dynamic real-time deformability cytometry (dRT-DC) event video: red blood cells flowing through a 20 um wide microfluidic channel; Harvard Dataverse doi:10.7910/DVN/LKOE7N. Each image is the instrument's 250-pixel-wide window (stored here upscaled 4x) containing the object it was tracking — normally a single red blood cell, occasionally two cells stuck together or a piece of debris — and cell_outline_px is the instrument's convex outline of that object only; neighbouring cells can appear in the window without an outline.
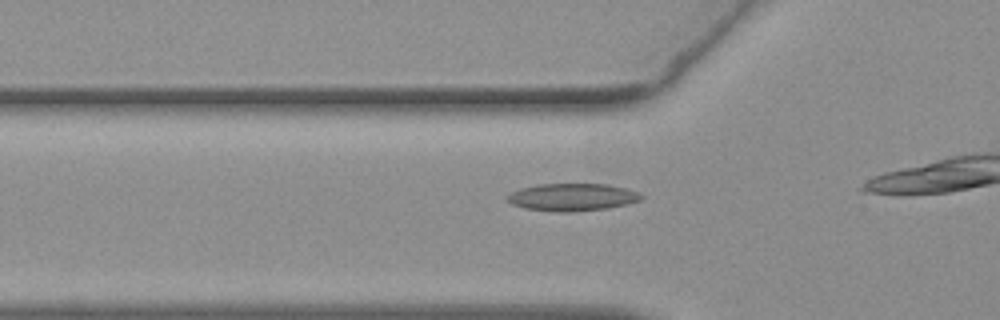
{"species": "common noctule bat (a hibernating species)", "species_latin": "Nyctalus noctula", "temperature_condition": "warm", "stored_images_in_passage": 20, "camera_frame_rate_fps": 3000, "um_per_image_px": 0.085, "animal": {"sex": "female", "body_mass_g": 19.3, "forearm_length_mm": 54.1}, "frame": {"image": 1, "passage_image": 6, "time_ms": 1.667, "image_size_px": [1000, 320], "cell_outline_px": [[644, 196], [640, 200], [608, 208], [576, 212], [556, 212], [524, 208], [512, 204], [504, 196], [520, 188], [540, 184], [608, 184], [640, 192]], "centroid_in_image_um": [48.63, 16.76], "position_along_channel_um": 77.2, "area_um2": 21.5}}
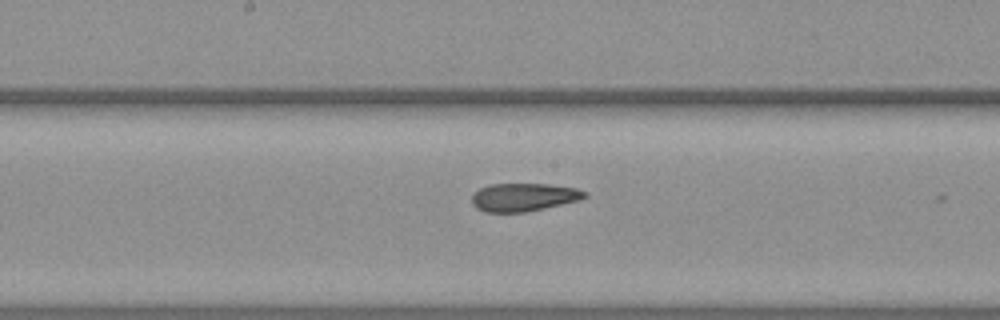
{"frame": {"image": 2, "passage_image": 16, "time_ms": 5.0, "image_size_px": [1000, 320], "cell_outline_px": [[588, 196], [580, 200], [544, 208], [524, 212], [484, 212], [476, 208], [472, 204], [472, 196], [480, 188], [492, 184], [548, 184], [576, 188], [588, 192]], "centroid_in_image_um": [44.53, 16.76], "position_along_channel_um": 203.7, "area_um2": 18.44}}
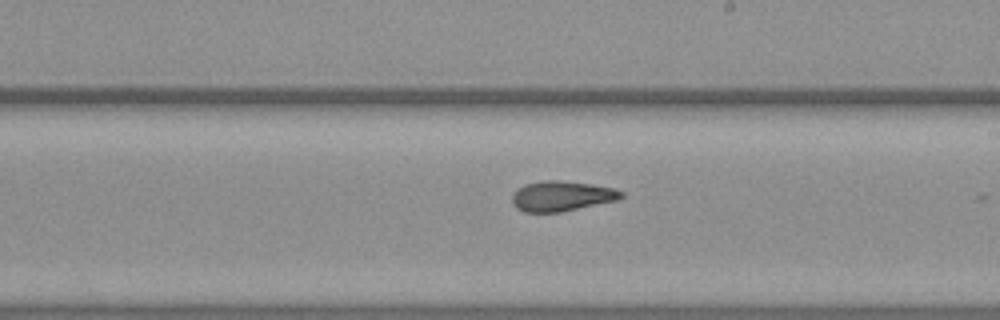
{"frame": {"image": 3, "passage_image": 19, "time_ms": 6.0, "image_size_px": [1000, 320], "cell_outline_px": [[624, 196], [616, 200], [560, 212], [524, 212], [516, 208], [512, 200], [512, 196], [524, 184], [544, 180], [560, 180], [592, 184], [612, 188], [624, 192]], "centroid_in_image_um": [47.74, 16.66], "position_along_channel_um": 241.3, "area_um2": 18.96}}